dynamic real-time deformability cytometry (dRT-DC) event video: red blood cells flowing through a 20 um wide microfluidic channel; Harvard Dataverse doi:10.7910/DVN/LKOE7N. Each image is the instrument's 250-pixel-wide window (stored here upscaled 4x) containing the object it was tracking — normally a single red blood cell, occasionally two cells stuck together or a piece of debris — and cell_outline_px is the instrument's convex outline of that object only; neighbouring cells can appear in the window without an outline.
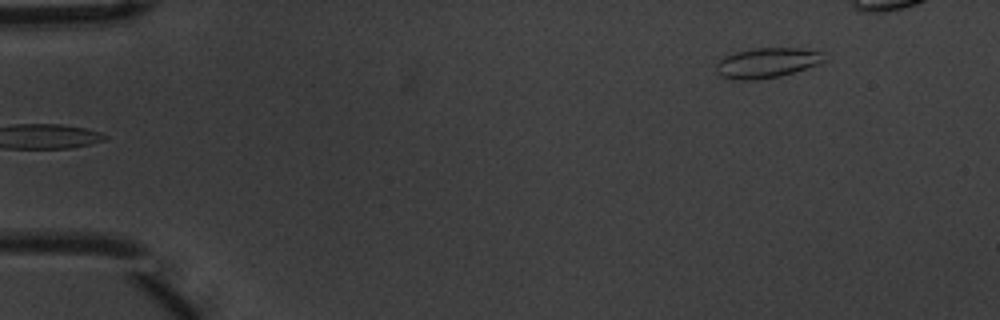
{"species": "common noctule bat (a hibernating species)", "species_latin": "Nyctalus noctula", "temperature_condition": "warm", "stored_images_in_passage": 6, "segment_of_instrument_passage": [2, 2], "camera_frame_rate_fps": 3000, "um_per_image_px": 0.085, "animal": {"sex": "male", "body_mass_g": 20.1, "forearm_length_mm": 53.5}, "frame": {"image": 1, "passage_image": 6, "time_ms": 1.667, "image_size_px": [1000, 320], "cell_outline_px": [[824, 60], [816, 64], [780, 76], [752, 80], [732, 80], [720, 76], [716, 72], [716, 64], [724, 56], [736, 52], [756, 48], [800, 48], [820, 52]], "centroid_in_image_um": [65.09, 5.35], "position_along_channel_um": 19.9, "area_um2": 18.55}}